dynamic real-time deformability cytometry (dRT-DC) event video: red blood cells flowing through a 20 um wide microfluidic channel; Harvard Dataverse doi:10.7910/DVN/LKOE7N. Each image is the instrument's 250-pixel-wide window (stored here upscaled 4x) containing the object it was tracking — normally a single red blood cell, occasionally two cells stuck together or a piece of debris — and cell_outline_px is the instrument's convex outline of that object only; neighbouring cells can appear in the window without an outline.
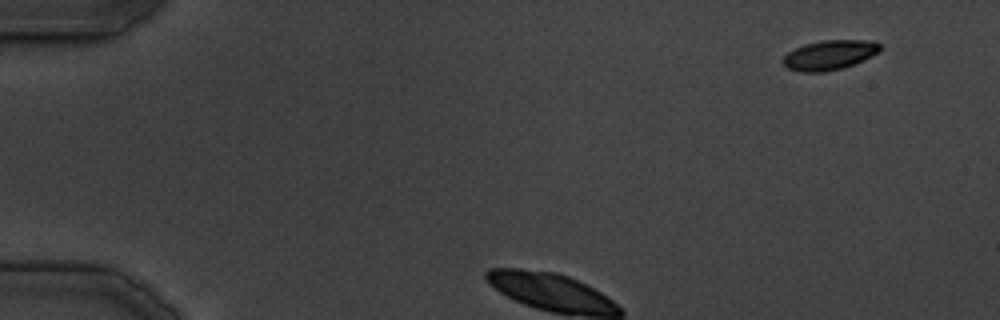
{"species": "common noctule bat (a hibernating species)", "species_latin": "Nyctalus noctula", "temperature_condition": "cold", "stored_images_in_passage": 29, "segment_of_instrument_passage": [1, 2], "camera_frame_rate_fps": 3000, "um_per_image_px": 0.085, "animal": {"sex": "male", "body_mass_g": 19.5, "forearm_length_mm": 54.6}, "frame": {"image": 1, "passage_image": 1, "time_ms": 0.0, "image_size_px": [1000, 320], "cell_outline_px": [[880, 52], [864, 60], [844, 68], [824, 72], [800, 72], [788, 68], [780, 60], [788, 52], [804, 44], [824, 40], [872, 40], [880, 44]], "centroid_in_image_um": [70.52, 4.68], "position_along_channel_um": 14.5, "area_um2": 16.94}}